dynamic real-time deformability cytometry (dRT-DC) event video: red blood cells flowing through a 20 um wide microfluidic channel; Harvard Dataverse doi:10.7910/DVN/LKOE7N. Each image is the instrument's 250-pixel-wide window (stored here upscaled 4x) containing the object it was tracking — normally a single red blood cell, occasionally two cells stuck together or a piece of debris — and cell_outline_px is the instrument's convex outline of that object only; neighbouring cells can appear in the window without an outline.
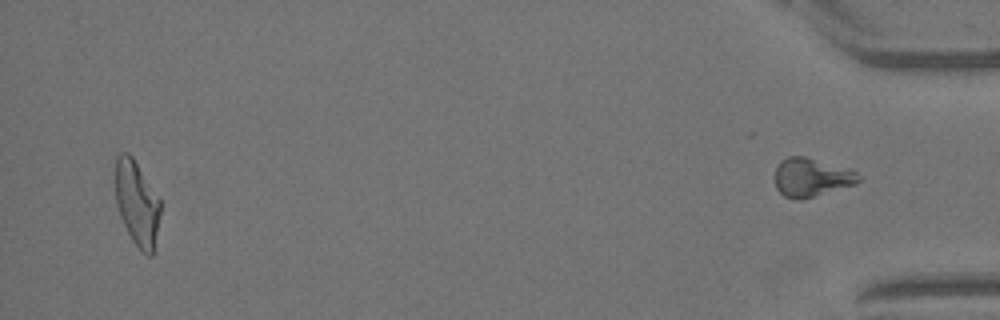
{"species": "Egyptian fruit bat (a non-hibernating species)", "species_latin": "Rousettus aegyptiacus", "temperature_condition": "warm", "stored_images_in_passage": 40, "segment_of_instrument_passage": [2, 2], "camera_frame_rate_fps": 3000, "um_per_image_px": 0.085, "animal": {"sex": "female"}, "frame": {"image": 1, "passage_image": 40, "time_ms": 13.0, "image_size_px": [1000, 320], "cell_outline_px": [[860, 180], [856, 184], [812, 196], [784, 196], [776, 188], [776, 168], [780, 160], [788, 156], [804, 156], [852, 168], [856, 172]], "centroid_in_image_um": [69.0, 15.01], "position_along_channel_um": 366.2, "area_um2": 18.32}}